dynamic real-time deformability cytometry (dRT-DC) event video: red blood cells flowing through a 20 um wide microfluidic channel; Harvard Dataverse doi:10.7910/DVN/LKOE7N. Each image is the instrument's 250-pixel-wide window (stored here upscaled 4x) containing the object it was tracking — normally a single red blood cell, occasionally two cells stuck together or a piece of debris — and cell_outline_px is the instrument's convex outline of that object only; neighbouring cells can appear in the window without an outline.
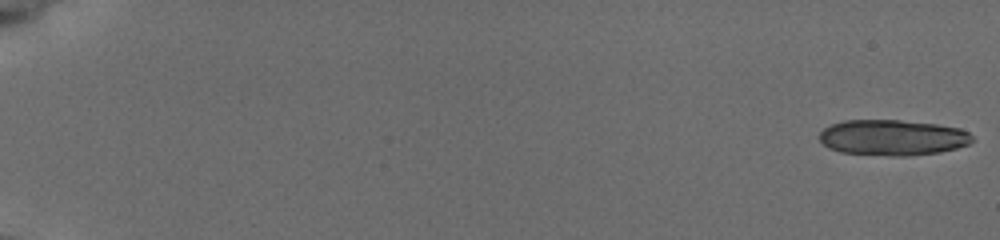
{"species": "common noctule bat (a hibernating species)", "species_latin": "Nyctalus noctula", "temperature_condition": "cold", "stored_images_in_passage": 16, "camera_frame_rate_fps": 3000, "um_per_image_px": 0.085, "animal": {"sex": "female", "body_mass_g": 19.5, "forearm_length_mm": 54.1}, "frame": {"image": 1, "passage_image": 1, "time_ms": 0.0, "image_size_px": [1000, 240], "cell_outline_px": [[972, 140], [968, 144], [956, 148], [940, 152], [908, 156], [892, 156], [840, 152], [828, 148], [820, 140], [820, 132], [824, 128], [832, 124], [844, 120], [900, 120], [936, 124], [960, 128], [968, 132], [972, 136]], "centroid_in_image_um": [75.86, 11.69], "position_along_channel_um": 9.1, "area_um2": 31.79}}